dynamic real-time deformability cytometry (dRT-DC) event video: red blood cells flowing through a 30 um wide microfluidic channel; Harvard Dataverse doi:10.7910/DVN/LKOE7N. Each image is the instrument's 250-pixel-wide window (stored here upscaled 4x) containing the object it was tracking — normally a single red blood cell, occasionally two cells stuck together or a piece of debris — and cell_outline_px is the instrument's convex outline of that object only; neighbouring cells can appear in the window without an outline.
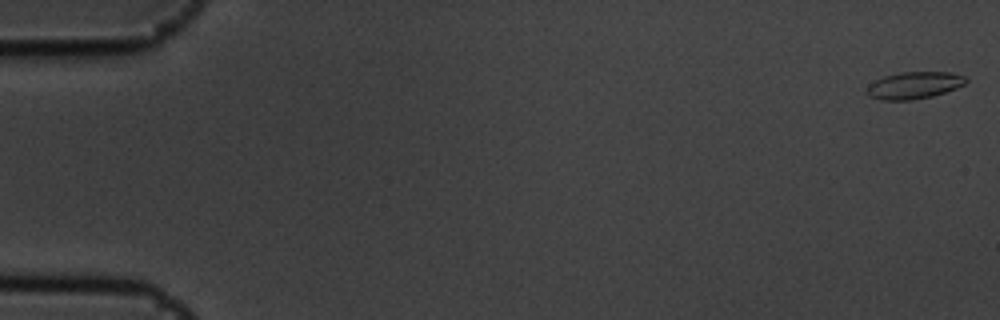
{"species": "common noctule bat (a hibernating species)", "species_latin": "Nyctalus noctula", "temperature_condition": "cold", "stored_images_in_passage": 57, "camera_frame_rate_fps": 3000, "um_per_image_px": 0.085, "animal": {"sex": "male", "body_mass_g": 19.5, "forearm_length_mm": 54.6}, "frame": {"image": 1, "passage_image": 1, "time_ms": 0.0, "image_size_px": [1000, 320], "cell_outline_px": [[968, 80], [964, 84], [956, 88], [932, 96], [912, 100], [880, 100], [868, 96], [864, 92], [868, 84], [884, 76], [900, 72], [952, 72], [964, 76]], "centroid_in_image_um": [77.65, 7.25], "position_along_channel_um": 7.3, "area_um2": 15.72}}
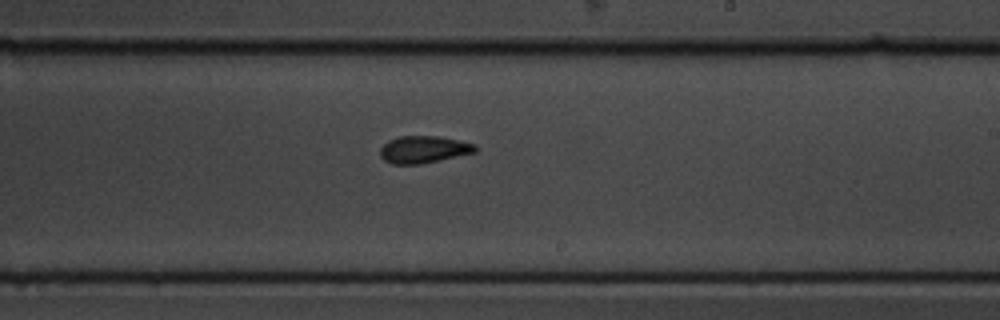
{"frame": {"image": 2, "passage_image": 34, "time_ms": 11.0, "image_size_px": [1000, 320], "cell_outline_px": [[476, 152], [420, 164], [392, 164], [384, 160], [380, 156], [380, 148], [388, 140], [400, 136], [440, 136], [460, 140], [476, 144]], "centroid_in_image_um": [36.0, 12.7], "position_along_channel_um": 253.0, "area_um2": 15.09}}
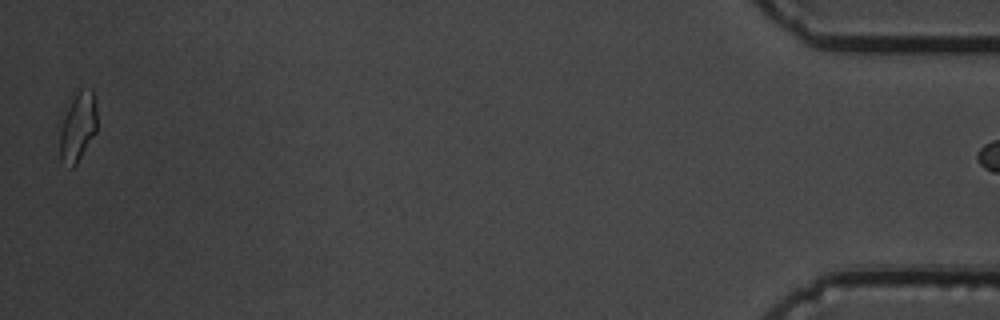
{"frame": {"image": 3, "passage_image": 56, "time_ms": 18.333, "image_size_px": [1000, 320], "cell_outline_px": [[96, 132], [76, 164], [72, 168], [60, 160], [56, 128], [56, 124], [76, 92], [80, 88], [92, 88], [96, 104]], "centroid_in_image_um": [6.53, 10.76], "position_along_channel_um": 428.7, "area_um2": 15.95}}